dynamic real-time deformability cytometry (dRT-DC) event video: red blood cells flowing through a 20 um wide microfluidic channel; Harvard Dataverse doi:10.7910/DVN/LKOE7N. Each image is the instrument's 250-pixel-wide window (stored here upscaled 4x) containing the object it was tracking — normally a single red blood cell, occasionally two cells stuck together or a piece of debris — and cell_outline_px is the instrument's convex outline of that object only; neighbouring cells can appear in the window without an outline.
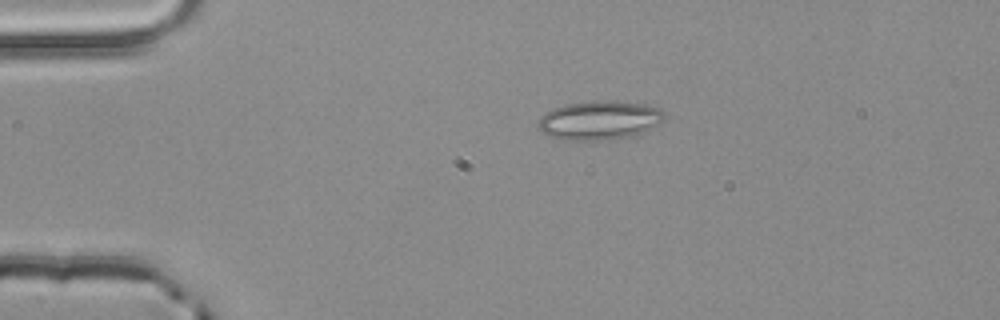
{"species": "common noctule bat (a hibernating species)", "species_latin": "Nyctalus noctula", "temperature_condition": "room temperature", "stored_images_in_passage": 2, "camera_frame_rate_fps": 3000, "um_per_image_px": 0.085, "animal": {"sex": "male", "body_mass_g": 20.4}, "frame": {"image": 1, "passage_image": 1, "time_ms": 0.0, "image_size_px": [1000, 320], "cell_outline_px": [[664, 120], [660, 124], [644, 132], [632, 136], [608, 140], [564, 140], [548, 136], [540, 132], [540, 116], [544, 112], [552, 108], [564, 104], [608, 100], [612, 100], [644, 104], [660, 108], [664, 112]], "centroid_in_image_um": [50.96, 10.23], "position_along_channel_um": 34.0, "area_um2": 28.9}}